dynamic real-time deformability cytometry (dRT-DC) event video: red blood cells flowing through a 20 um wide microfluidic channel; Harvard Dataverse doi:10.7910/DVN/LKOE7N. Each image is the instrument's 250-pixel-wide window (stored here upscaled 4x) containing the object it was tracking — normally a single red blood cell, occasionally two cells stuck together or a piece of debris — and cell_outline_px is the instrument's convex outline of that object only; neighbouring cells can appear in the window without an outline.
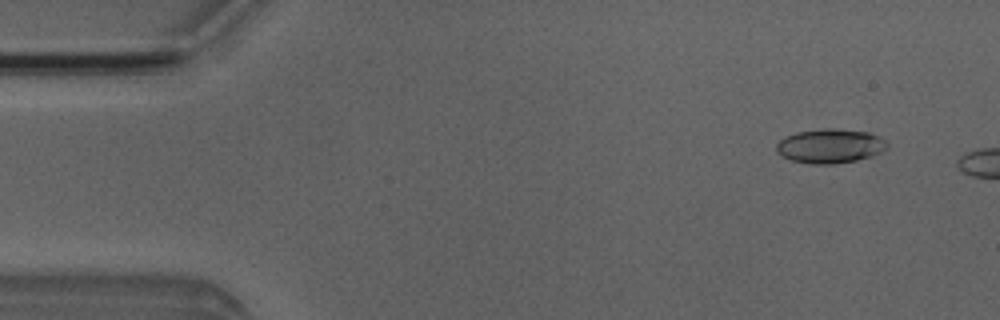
{"species": "Egyptian fruit bat (a non-hibernating species)", "species_latin": "Rousettus aegyptiacus", "temperature_condition": "room temperature", "stored_images_in_passage": 2, "camera_frame_rate_fps": 3000, "um_per_image_px": 0.085, "animal": {"sex": "male"}, "frame": {"image": 1, "passage_image": 1, "time_ms": 0.0, "image_size_px": [1000, 320], "cell_outline_px": [[888, 148], [872, 156], [856, 160], [832, 164], [812, 164], [792, 160], [776, 152], [776, 144], [784, 136], [796, 132], [824, 128], [832, 128], [868, 132], [880, 136], [888, 144]], "centroid_in_image_um": [70.56, 12.4], "position_along_channel_um": 14.4, "area_um2": 22.14}}